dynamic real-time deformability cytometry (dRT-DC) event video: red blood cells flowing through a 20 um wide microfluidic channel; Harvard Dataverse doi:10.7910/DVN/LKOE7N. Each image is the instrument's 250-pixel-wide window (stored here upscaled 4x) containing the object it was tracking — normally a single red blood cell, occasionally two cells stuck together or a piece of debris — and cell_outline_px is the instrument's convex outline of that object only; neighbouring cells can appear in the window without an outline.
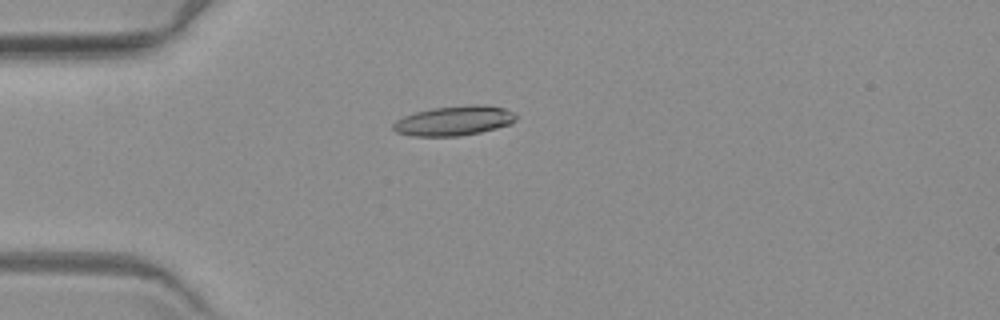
{"species": "common noctule bat (a hibernating species)", "species_latin": "Nyctalus noctula", "temperature_condition": "warm", "stored_images_in_passage": 5, "camera_frame_rate_fps": 3000, "um_per_image_px": 0.085, "animal": {"sex": "female", "body_mass_g": 19.3, "forearm_length_mm": 54.1}, "frame": {"image": 1, "passage_image": 2, "time_ms": 1.333, "image_size_px": [1000, 320], "cell_outline_px": [[516, 120], [512, 124], [480, 132], [460, 136], [412, 136], [396, 132], [392, 128], [392, 124], [396, 120], [404, 116], [416, 112], [432, 108], [472, 104], [480, 104], [504, 108], [516, 112]], "centroid_in_image_um": [38.61, 10.26], "position_along_channel_um": 46.4, "area_um2": 21.39}}
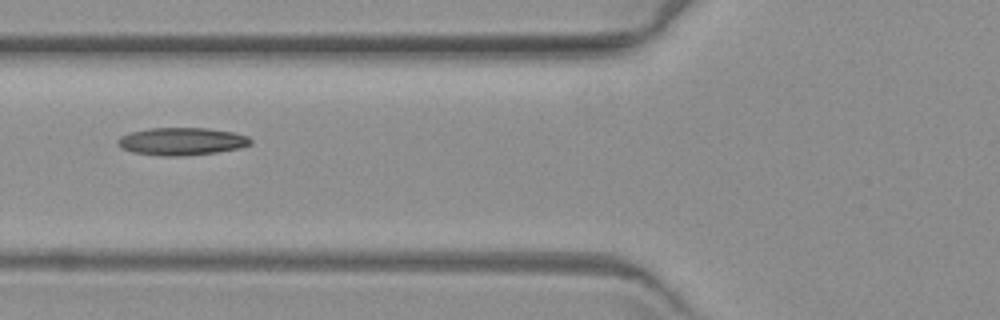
{"frame": {"image": 2, "passage_image": 4, "time_ms": 3.667, "image_size_px": [1000, 320], "cell_outline_px": [[252, 144], [240, 148], [216, 152], [184, 156], [160, 156], [132, 152], [120, 148], [116, 144], [116, 140], [120, 136], [132, 132], [148, 128], [208, 128], [232, 132], [248, 136], [252, 140]], "centroid_in_image_um": [15.42, 12.02], "position_along_channel_um": 110.4, "area_um2": 21.56}}
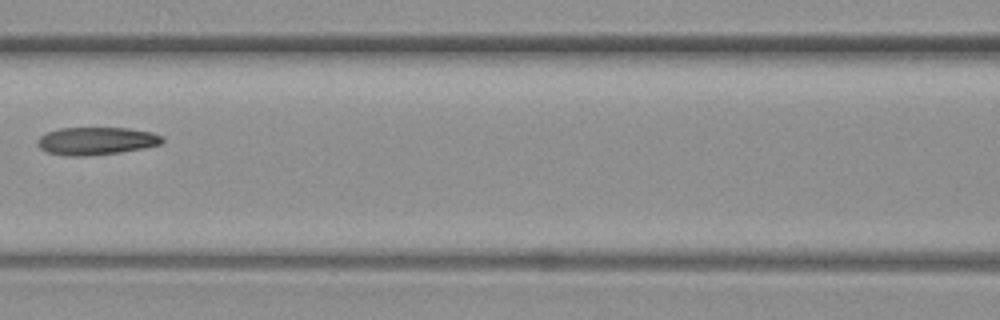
{"frame": {"image": 3, "passage_image": 5, "time_ms": 5.0, "image_size_px": [1000, 320], "cell_outline_px": [[164, 140], [160, 144], [144, 148], [120, 152], [88, 156], [68, 156], [48, 152], [40, 148], [36, 144], [36, 140], [40, 136], [48, 132], [60, 128], [128, 128], [152, 132], [164, 136]], "centroid_in_image_um": [8.19, 11.98], "position_along_channel_um": 158.4, "area_um2": 20.23}}